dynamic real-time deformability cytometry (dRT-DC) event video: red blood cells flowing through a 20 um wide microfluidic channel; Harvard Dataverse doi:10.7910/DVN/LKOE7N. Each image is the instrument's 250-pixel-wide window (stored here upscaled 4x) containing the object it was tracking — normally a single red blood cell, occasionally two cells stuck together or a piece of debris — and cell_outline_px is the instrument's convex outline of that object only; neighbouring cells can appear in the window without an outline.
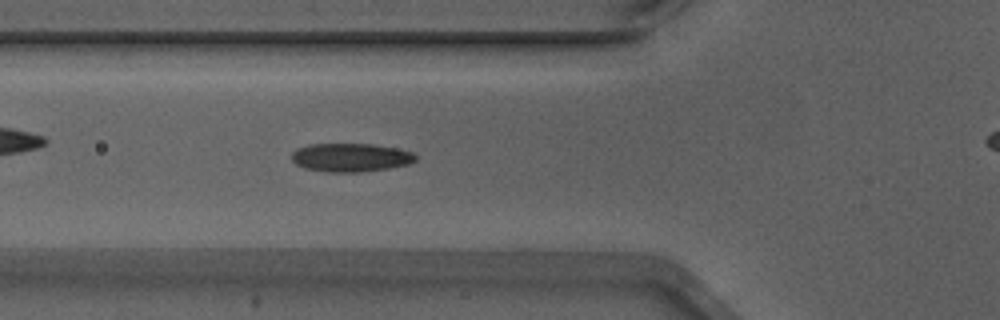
{"species": "Egyptian fruit bat (a non-hibernating species)", "species_latin": "Rousettus aegyptiacus", "temperature_condition": "warm", "stored_images_in_passage": 46, "camera_frame_rate_fps": 3000, "um_per_image_px": 0.085, "animal": {"sex": "male"}, "frame": {"image": 1, "passage_image": 19, "time_ms": 6.0, "image_size_px": [1000, 320], "cell_outline_px": [[416, 160], [408, 164], [388, 168], [360, 172], [328, 172], [304, 168], [296, 164], [292, 160], [292, 152], [296, 148], [308, 144], [372, 144], [396, 148], [412, 152], [416, 156]], "centroid_in_image_um": [29.77, 13.38], "position_along_channel_um": 96.0, "area_um2": 20.58}}
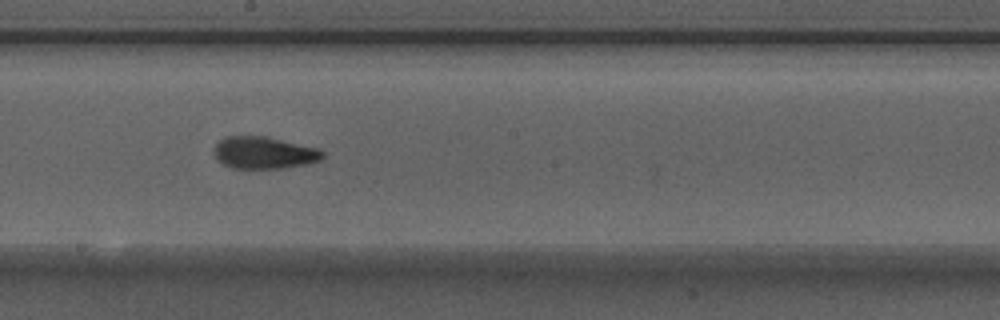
{"frame": {"image": 2, "passage_image": 29, "time_ms": 9.333, "image_size_px": [1000, 320], "cell_outline_px": [[324, 156], [320, 160], [304, 164], [284, 168], [232, 168], [216, 160], [212, 152], [212, 148], [224, 136], [268, 136], [316, 148], [324, 152]], "centroid_in_image_um": [22.38, 12.97], "position_along_channel_um": 225.8, "area_um2": 20.4}}
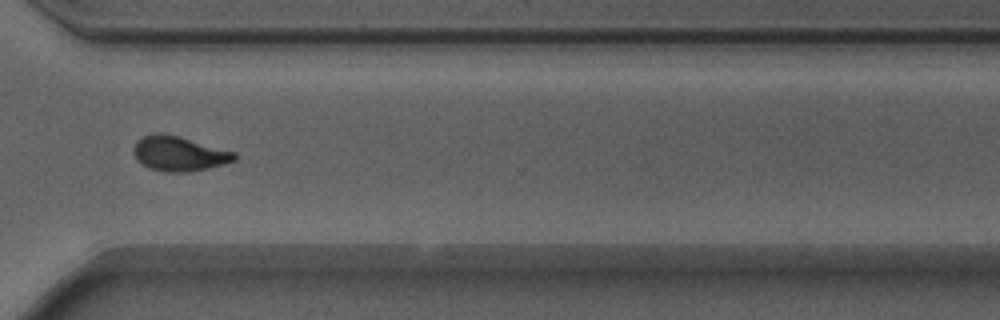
{"frame": {"image": 3, "passage_image": 39, "time_ms": 12.667, "image_size_px": [1000, 320], "cell_outline_px": [[236, 160], [224, 164], [188, 172], [164, 172], [148, 168], [140, 164], [136, 160], [136, 144], [144, 136], [156, 132], [164, 132], [180, 136], [236, 152]], "centroid_in_image_um": [15.25, 13.06], "position_along_channel_um": 355.4, "area_um2": 20.4}}